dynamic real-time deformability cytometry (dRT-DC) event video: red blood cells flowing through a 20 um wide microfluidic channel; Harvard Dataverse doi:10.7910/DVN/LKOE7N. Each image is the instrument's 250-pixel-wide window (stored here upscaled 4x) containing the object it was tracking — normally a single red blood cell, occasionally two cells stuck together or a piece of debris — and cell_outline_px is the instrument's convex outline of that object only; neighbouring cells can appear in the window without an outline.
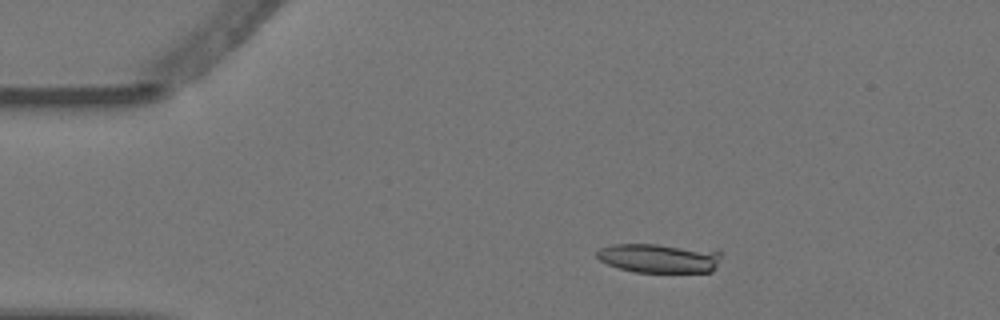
{"species": "Egyptian fruit bat (a non-hibernating species)", "species_latin": "Rousettus aegyptiacus", "temperature_condition": "warm", "stored_images_in_passage": 5, "camera_frame_rate_fps": 3000, "um_per_image_px": 0.085, "animal": {"sex": "female"}, "frame": {"image": 1, "passage_image": 2, "time_ms": 0.333, "image_size_px": [1000, 320], "cell_outline_px": [[720, 256], [716, 268], [712, 272], [636, 272], [620, 268], [608, 264], [600, 260], [596, 256], [596, 252], [600, 248], [612, 244], [656, 244], [720, 248]], "centroid_in_image_um": [56.12, 21.91], "position_along_channel_um": 28.9, "area_um2": 21.73}}
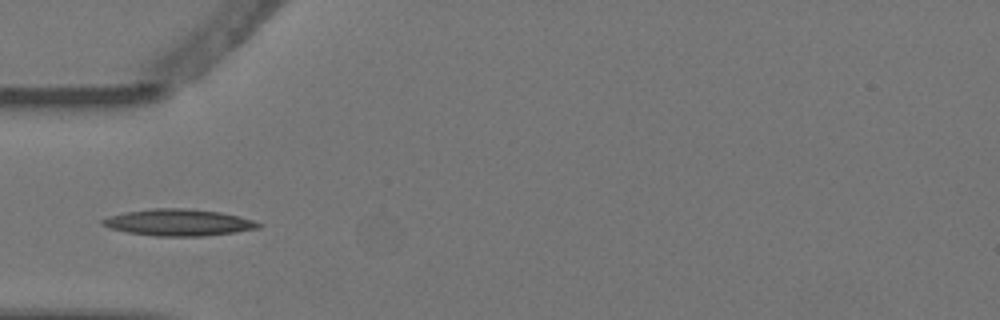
{"frame": {"image": 2, "passage_image": 4, "time_ms": 1.0, "image_size_px": [1000, 320], "cell_outline_px": [[264, 224], [260, 228], [204, 236], [152, 236], [128, 232], [112, 228], [100, 224], [100, 220], [108, 216], [124, 212], [152, 208], [184, 208], [220, 212], [240, 216]], "centroid_in_image_um": [15.17, 18.9], "position_along_channel_um": 69.8, "area_um2": 24.22}}